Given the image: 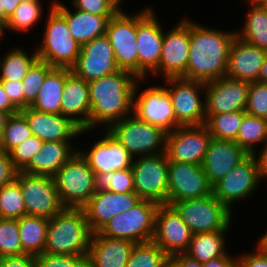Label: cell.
Masks as SVG:
<instances>
[{"mask_svg":"<svg viewBox=\"0 0 267 267\" xmlns=\"http://www.w3.org/2000/svg\"><path fill=\"white\" fill-rule=\"evenodd\" d=\"M15 180L20 184L26 215L51 219L64 207L60 202L53 177L17 172Z\"/></svg>","mask_w":267,"mask_h":267,"instance_id":"cell-12","label":"cell"},{"mask_svg":"<svg viewBox=\"0 0 267 267\" xmlns=\"http://www.w3.org/2000/svg\"><path fill=\"white\" fill-rule=\"evenodd\" d=\"M72 147L71 141L44 142L22 172L52 177L78 151Z\"/></svg>","mask_w":267,"mask_h":267,"instance_id":"cell-30","label":"cell"},{"mask_svg":"<svg viewBox=\"0 0 267 267\" xmlns=\"http://www.w3.org/2000/svg\"><path fill=\"white\" fill-rule=\"evenodd\" d=\"M43 143L40 138L32 135L17 145L10 152V158L14 168L18 172L22 171L30 163L32 157L41 150Z\"/></svg>","mask_w":267,"mask_h":267,"instance_id":"cell-46","label":"cell"},{"mask_svg":"<svg viewBox=\"0 0 267 267\" xmlns=\"http://www.w3.org/2000/svg\"><path fill=\"white\" fill-rule=\"evenodd\" d=\"M168 267H203L201 263L190 258L185 253L169 256Z\"/></svg>","mask_w":267,"mask_h":267,"instance_id":"cell-53","label":"cell"},{"mask_svg":"<svg viewBox=\"0 0 267 267\" xmlns=\"http://www.w3.org/2000/svg\"><path fill=\"white\" fill-rule=\"evenodd\" d=\"M70 72L69 68L53 67L47 73L37 98L30 107L46 113L61 114L63 89L66 77Z\"/></svg>","mask_w":267,"mask_h":267,"instance_id":"cell-31","label":"cell"},{"mask_svg":"<svg viewBox=\"0 0 267 267\" xmlns=\"http://www.w3.org/2000/svg\"><path fill=\"white\" fill-rule=\"evenodd\" d=\"M65 19L71 35L81 47L106 34L107 24L113 15H95L75 9L71 12L63 2L55 0L53 6Z\"/></svg>","mask_w":267,"mask_h":267,"instance_id":"cell-29","label":"cell"},{"mask_svg":"<svg viewBox=\"0 0 267 267\" xmlns=\"http://www.w3.org/2000/svg\"><path fill=\"white\" fill-rule=\"evenodd\" d=\"M17 172L10 158V153L0 149V188L12 183L16 178Z\"/></svg>","mask_w":267,"mask_h":267,"instance_id":"cell-49","label":"cell"},{"mask_svg":"<svg viewBox=\"0 0 267 267\" xmlns=\"http://www.w3.org/2000/svg\"><path fill=\"white\" fill-rule=\"evenodd\" d=\"M203 267H240L238 258L232 256H223L207 263L202 264Z\"/></svg>","mask_w":267,"mask_h":267,"instance_id":"cell-54","label":"cell"},{"mask_svg":"<svg viewBox=\"0 0 267 267\" xmlns=\"http://www.w3.org/2000/svg\"><path fill=\"white\" fill-rule=\"evenodd\" d=\"M24 215V197L20 184L14 180L0 188V218L20 219Z\"/></svg>","mask_w":267,"mask_h":267,"instance_id":"cell-39","label":"cell"},{"mask_svg":"<svg viewBox=\"0 0 267 267\" xmlns=\"http://www.w3.org/2000/svg\"><path fill=\"white\" fill-rule=\"evenodd\" d=\"M263 236L260 237L259 241H257L256 249L262 253L263 255L267 256V232L262 234Z\"/></svg>","mask_w":267,"mask_h":267,"instance_id":"cell-58","label":"cell"},{"mask_svg":"<svg viewBox=\"0 0 267 267\" xmlns=\"http://www.w3.org/2000/svg\"><path fill=\"white\" fill-rule=\"evenodd\" d=\"M212 136L205 125L179 126L167 134L168 161L203 165Z\"/></svg>","mask_w":267,"mask_h":267,"instance_id":"cell-14","label":"cell"},{"mask_svg":"<svg viewBox=\"0 0 267 267\" xmlns=\"http://www.w3.org/2000/svg\"><path fill=\"white\" fill-rule=\"evenodd\" d=\"M6 30H7L6 24L4 22L0 21V41H1L2 37L4 36Z\"/></svg>","mask_w":267,"mask_h":267,"instance_id":"cell-64","label":"cell"},{"mask_svg":"<svg viewBox=\"0 0 267 267\" xmlns=\"http://www.w3.org/2000/svg\"><path fill=\"white\" fill-rule=\"evenodd\" d=\"M135 244L127 239H112L92 233L87 255L89 267H126Z\"/></svg>","mask_w":267,"mask_h":267,"instance_id":"cell-28","label":"cell"},{"mask_svg":"<svg viewBox=\"0 0 267 267\" xmlns=\"http://www.w3.org/2000/svg\"><path fill=\"white\" fill-rule=\"evenodd\" d=\"M247 155L235 141L212 138L202 165L209 183L213 186Z\"/></svg>","mask_w":267,"mask_h":267,"instance_id":"cell-27","label":"cell"},{"mask_svg":"<svg viewBox=\"0 0 267 267\" xmlns=\"http://www.w3.org/2000/svg\"><path fill=\"white\" fill-rule=\"evenodd\" d=\"M138 82L140 81L137 80L134 92L133 114L140 120L163 129L166 133L173 132L177 128L176 118L171 96L166 87L150 86L138 95Z\"/></svg>","mask_w":267,"mask_h":267,"instance_id":"cell-16","label":"cell"},{"mask_svg":"<svg viewBox=\"0 0 267 267\" xmlns=\"http://www.w3.org/2000/svg\"><path fill=\"white\" fill-rule=\"evenodd\" d=\"M94 182L96 191L109 190L115 193L135 192L131 168L113 172L96 173Z\"/></svg>","mask_w":267,"mask_h":267,"instance_id":"cell-41","label":"cell"},{"mask_svg":"<svg viewBox=\"0 0 267 267\" xmlns=\"http://www.w3.org/2000/svg\"><path fill=\"white\" fill-rule=\"evenodd\" d=\"M241 31H236L243 41L267 50V12L263 6H250Z\"/></svg>","mask_w":267,"mask_h":267,"instance_id":"cell-34","label":"cell"},{"mask_svg":"<svg viewBox=\"0 0 267 267\" xmlns=\"http://www.w3.org/2000/svg\"><path fill=\"white\" fill-rule=\"evenodd\" d=\"M167 91L171 96L174 108L176 127L199 126L206 121L205 93L204 100L199 90L205 89V83L201 81L188 80L182 77L166 78ZM204 101V102H203Z\"/></svg>","mask_w":267,"mask_h":267,"instance_id":"cell-10","label":"cell"},{"mask_svg":"<svg viewBox=\"0 0 267 267\" xmlns=\"http://www.w3.org/2000/svg\"><path fill=\"white\" fill-rule=\"evenodd\" d=\"M158 206L153 201L141 199L129 210L111 218L97 233L134 243L150 242L154 236Z\"/></svg>","mask_w":267,"mask_h":267,"instance_id":"cell-6","label":"cell"},{"mask_svg":"<svg viewBox=\"0 0 267 267\" xmlns=\"http://www.w3.org/2000/svg\"><path fill=\"white\" fill-rule=\"evenodd\" d=\"M70 69L88 83L120 70L106 35L96 37L81 46L79 56Z\"/></svg>","mask_w":267,"mask_h":267,"instance_id":"cell-19","label":"cell"},{"mask_svg":"<svg viewBox=\"0 0 267 267\" xmlns=\"http://www.w3.org/2000/svg\"><path fill=\"white\" fill-rule=\"evenodd\" d=\"M53 67L47 62L37 60L29 69L22 80L24 93V109L29 107L37 98L41 85L43 84L47 73Z\"/></svg>","mask_w":267,"mask_h":267,"instance_id":"cell-44","label":"cell"},{"mask_svg":"<svg viewBox=\"0 0 267 267\" xmlns=\"http://www.w3.org/2000/svg\"><path fill=\"white\" fill-rule=\"evenodd\" d=\"M190 50V21L184 18L164 33L159 66L152 74L166 78L183 77L187 71Z\"/></svg>","mask_w":267,"mask_h":267,"instance_id":"cell-15","label":"cell"},{"mask_svg":"<svg viewBox=\"0 0 267 267\" xmlns=\"http://www.w3.org/2000/svg\"><path fill=\"white\" fill-rule=\"evenodd\" d=\"M104 131V137L95 142L88 152L78 150L94 174L131 168L134 157L106 129Z\"/></svg>","mask_w":267,"mask_h":267,"instance_id":"cell-23","label":"cell"},{"mask_svg":"<svg viewBox=\"0 0 267 267\" xmlns=\"http://www.w3.org/2000/svg\"><path fill=\"white\" fill-rule=\"evenodd\" d=\"M192 236V231L172 206H158L152 241L168 256L185 253Z\"/></svg>","mask_w":267,"mask_h":267,"instance_id":"cell-21","label":"cell"},{"mask_svg":"<svg viewBox=\"0 0 267 267\" xmlns=\"http://www.w3.org/2000/svg\"><path fill=\"white\" fill-rule=\"evenodd\" d=\"M39 267H89L87 255L42 253L36 255Z\"/></svg>","mask_w":267,"mask_h":267,"instance_id":"cell-47","label":"cell"},{"mask_svg":"<svg viewBox=\"0 0 267 267\" xmlns=\"http://www.w3.org/2000/svg\"><path fill=\"white\" fill-rule=\"evenodd\" d=\"M23 254L18 219L0 218V258Z\"/></svg>","mask_w":267,"mask_h":267,"instance_id":"cell-43","label":"cell"},{"mask_svg":"<svg viewBox=\"0 0 267 267\" xmlns=\"http://www.w3.org/2000/svg\"><path fill=\"white\" fill-rule=\"evenodd\" d=\"M245 111L206 116L205 126L212 138L218 140L236 141Z\"/></svg>","mask_w":267,"mask_h":267,"instance_id":"cell-37","label":"cell"},{"mask_svg":"<svg viewBox=\"0 0 267 267\" xmlns=\"http://www.w3.org/2000/svg\"><path fill=\"white\" fill-rule=\"evenodd\" d=\"M38 59L36 50L28 55L22 47L12 48L0 59V81H22Z\"/></svg>","mask_w":267,"mask_h":267,"instance_id":"cell-35","label":"cell"},{"mask_svg":"<svg viewBox=\"0 0 267 267\" xmlns=\"http://www.w3.org/2000/svg\"><path fill=\"white\" fill-rule=\"evenodd\" d=\"M227 231L229 230L193 234L185 254L201 264L219 257L231 256L225 249L226 240L224 238Z\"/></svg>","mask_w":267,"mask_h":267,"instance_id":"cell-32","label":"cell"},{"mask_svg":"<svg viewBox=\"0 0 267 267\" xmlns=\"http://www.w3.org/2000/svg\"><path fill=\"white\" fill-rule=\"evenodd\" d=\"M9 116L10 115L8 113H4V112L0 111V139L2 137L3 130L5 128V123H6Z\"/></svg>","mask_w":267,"mask_h":267,"instance_id":"cell-60","label":"cell"},{"mask_svg":"<svg viewBox=\"0 0 267 267\" xmlns=\"http://www.w3.org/2000/svg\"><path fill=\"white\" fill-rule=\"evenodd\" d=\"M116 12L108 21L109 39L120 70L132 72L138 78L137 13Z\"/></svg>","mask_w":267,"mask_h":267,"instance_id":"cell-11","label":"cell"},{"mask_svg":"<svg viewBox=\"0 0 267 267\" xmlns=\"http://www.w3.org/2000/svg\"><path fill=\"white\" fill-rule=\"evenodd\" d=\"M107 131L134 158L165 152L168 133L155 125L140 120L133 113L113 123Z\"/></svg>","mask_w":267,"mask_h":267,"instance_id":"cell-7","label":"cell"},{"mask_svg":"<svg viewBox=\"0 0 267 267\" xmlns=\"http://www.w3.org/2000/svg\"><path fill=\"white\" fill-rule=\"evenodd\" d=\"M245 113L267 119V83L250 82Z\"/></svg>","mask_w":267,"mask_h":267,"instance_id":"cell-45","label":"cell"},{"mask_svg":"<svg viewBox=\"0 0 267 267\" xmlns=\"http://www.w3.org/2000/svg\"><path fill=\"white\" fill-rule=\"evenodd\" d=\"M257 81L267 83V56L261 68V72Z\"/></svg>","mask_w":267,"mask_h":267,"instance_id":"cell-59","label":"cell"},{"mask_svg":"<svg viewBox=\"0 0 267 267\" xmlns=\"http://www.w3.org/2000/svg\"><path fill=\"white\" fill-rule=\"evenodd\" d=\"M20 113L28 122L32 134L43 142L72 141L73 138L75 139L87 131L81 130L70 119L61 114L42 112L30 106L22 109Z\"/></svg>","mask_w":267,"mask_h":267,"instance_id":"cell-24","label":"cell"},{"mask_svg":"<svg viewBox=\"0 0 267 267\" xmlns=\"http://www.w3.org/2000/svg\"><path fill=\"white\" fill-rule=\"evenodd\" d=\"M169 256L153 241L136 243L126 267H168Z\"/></svg>","mask_w":267,"mask_h":267,"instance_id":"cell-38","label":"cell"},{"mask_svg":"<svg viewBox=\"0 0 267 267\" xmlns=\"http://www.w3.org/2000/svg\"><path fill=\"white\" fill-rule=\"evenodd\" d=\"M8 19H9V16L5 13V10L3 8V2L2 0H0V21L7 24Z\"/></svg>","mask_w":267,"mask_h":267,"instance_id":"cell-61","label":"cell"},{"mask_svg":"<svg viewBox=\"0 0 267 267\" xmlns=\"http://www.w3.org/2000/svg\"><path fill=\"white\" fill-rule=\"evenodd\" d=\"M142 10L137 13L138 78L146 79L159 66L165 32L151 7Z\"/></svg>","mask_w":267,"mask_h":267,"instance_id":"cell-13","label":"cell"},{"mask_svg":"<svg viewBox=\"0 0 267 267\" xmlns=\"http://www.w3.org/2000/svg\"><path fill=\"white\" fill-rule=\"evenodd\" d=\"M251 6H263L267 0H245Z\"/></svg>","mask_w":267,"mask_h":267,"instance_id":"cell-63","label":"cell"},{"mask_svg":"<svg viewBox=\"0 0 267 267\" xmlns=\"http://www.w3.org/2000/svg\"><path fill=\"white\" fill-rule=\"evenodd\" d=\"M0 111L14 115L20 111L11 103L7 93L4 90L2 83L0 82Z\"/></svg>","mask_w":267,"mask_h":267,"instance_id":"cell-55","label":"cell"},{"mask_svg":"<svg viewBox=\"0 0 267 267\" xmlns=\"http://www.w3.org/2000/svg\"><path fill=\"white\" fill-rule=\"evenodd\" d=\"M49 219L40 216L24 215L18 219L22 250L26 254L44 253Z\"/></svg>","mask_w":267,"mask_h":267,"instance_id":"cell-33","label":"cell"},{"mask_svg":"<svg viewBox=\"0 0 267 267\" xmlns=\"http://www.w3.org/2000/svg\"><path fill=\"white\" fill-rule=\"evenodd\" d=\"M140 200L135 192L96 191L83 207L90 231L98 232L111 218L129 210Z\"/></svg>","mask_w":267,"mask_h":267,"instance_id":"cell-22","label":"cell"},{"mask_svg":"<svg viewBox=\"0 0 267 267\" xmlns=\"http://www.w3.org/2000/svg\"><path fill=\"white\" fill-rule=\"evenodd\" d=\"M248 154H254L257 144L267 142V119L245 114L235 141Z\"/></svg>","mask_w":267,"mask_h":267,"instance_id":"cell-36","label":"cell"},{"mask_svg":"<svg viewBox=\"0 0 267 267\" xmlns=\"http://www.w3.org/2000/svg\"><path fill=\"white\" fill-rule=\"evenodd\" d=\"M64 208H83L95 190V174L79 151L52 176Z\"/></svg>","mask_w":267,"mask_h":267,"instance_id":"cell-5","label":"cell"},{"mask_svg":"<svg viewBox=\"0 0 267 267\" xmlns=\"http://www.w3.org/2000/svg\"><path fill=\"white\" fill-rule=\"evenodd\" d=\"M77 10L95 15H114L117 11L106 0H72Z\"/></svg>","mask_w":267,"mask_h":267,"instance_id":"cell-48","label":"cell"},{"mask_svg":"<svg viewBox=\"0 0 267 267\" xmlns=\"http://www.w3.org/2000/svg\"><path fill=\"white\" fill-rule=\"evenodd\" d=\"M92 232L83 208H63L49 219L44 252L88 255Z\"/></svg>","mask_w":267,"mask_h":267,"instance_id":"cell-3","label":"cell"},{"mask_svg":"<svg viewBox=\"0 0 267 267\" xmlns=\"http://www.w3.org/2000/svg\"><path fill=\"white\" fill-rule=\"evenodd\" d=\"M168 167L165 152L135 158L131 169L135 193L140 199L167 205Z\"/></svg>","mask_w":267,"mask_h":267,"instance_id":"cell-9","label":"cell"},{"mask_svg":"<svg viewBox=\"0 0 267 267\" xmlns=\"http://www.w3.org/2000/svg\"><path fill=\"white\" fill-rule=\"evenodd\" d=\"M263 146L258 156L256 153L253 154L257 162L258 174L261 180L265 177L267 178V142Z\"/></svg>","mask_w":267,"mask_h":267,"instance_id":"cell-56","label":"cell"},{"mask_svg":"<svg viewBox=\"0 0 267 267\" xmlns=\"http://www.w3.org/2000/svg\"><path fill=\"white\" fill-rule=\"evenodd\" d=\"M11 103L21 111L24 109V93L22 81H0Z\"/></svg>","mask_w":267,"mask_h":267,"instance_id":"cell-50","label":"cell"},{"mask_svg":"<svg viewBox=\"0 0 267 267\" xmlns=\"http://www.w3.org/2000/svg\"><path fill=\"white\" fill-rule=\"evenodd\" d=\"M117 12H123L120 8V4L122 0H106Z\"/></svg>","mask_w":267,"mask_h":267,"instance_id":"cell-62","label":"cell"},{"mask_svg":"<svg viewBox=\"0 0 267 267\" xmlns=\"http://www.w3.org/2000/svg\"><path fill=\"white\" fill-rule=\"evenodd\" d=\"M137 78L132 72L119 70L89 82L90 130L97 125L108 129L113 123L133 113Z\"/></svg>","mask_w":267,"mask_h":267,"instance_id":"cell-2","label":"cell"},{"mask_svg":"<svg viewBox=\"0 0 267 267\" xmlns=\"http://www.w3.org/2000/svg\"><path fill=\"white\" fill-rule=\"evenodd\" d=\"M212 194L202 165L169 161L167 205Z\"/></svg>","mask_w":267,"mask_h":267,"instance_id":"cell-18","label":"cell"},{"mask_svg":"<svg viewBox=\"0 0 267 267\" xmlns=\"http://www.w3.org/2000/svg\"><path fill=\"white\" fill-rule=\"evenodd\" d=\"M266 56L267 50L235 36L229 50L226 76L247 82L257 81Z\"/></svg>","mask_w":267,"mask_h":267,"instance_id":"cell-25","label":"cell"},{"mask_svg":"<svg viewBox=\"0 0 267 267\" xmlns=\"http://www.w3.org/2000/svg\"><path fill=\"white\" fill-rule=\"evenodd\" d=\"M54 3L55 0L48 10L43 40L36 48L37 56L52 67L70 69L75 64L81 47L71 35L66 19L53 7Z\"/></svg>","mask_w":267,"mask_h":267,"instance_id":"cell-4","label":"cell"},{"mask_svg":"<svg viewBox=\"0 0 267 267\" xmlns=\"http://www.w3.org/2000/svg\"><path fill=\"white\" fill-rule=\"evenodd\" d=\"M32 135L28 122L20 112L10 115L0 139V149L10 153L17 145Z\"/></svg>","mask_w":267,"mask_h":267,"instance_id":"cell-40","label":"cell"},{"mask_svg":"<svg viewBox=\"0 0 267 267\" xmlns=\"http://www.w3.org/2000/svg\"><path fill=\"white\" fill-rule=\"evenodd\" d=\"M193 234L230 230L232 211L213 194L186 199L171 205Z\"/></svg>","mask_w":267,"mask_h":267,"instance_id":"cell-8","label":"cell"},{"mask_svg":"<svg viewBox=\"0 0 267 267\" xmlns=\"http://www.w3.org/2000/svg\"><path fill=\"white\" fill-rule=\"evenodd\" d=\"M263 7L265 8V10L267 12V2L263 5Z\"/></svg>","mask_w":267,"mask_h":267,"instance_id":"cell-66","label":"cell"},{"mask_svg":"<svg viewBox=\"0 0 267 267\" xmlns=\"http://www.w3.org/2000/svg\"><path fill=\"white\" fill-rule=\"evenodd\" d=\"M42 10L41 1L21 2L11 16H9L6 24L7 31H28L41 19L40 17L43 15Z\"/></svg>","mask_w":267,"mask_h":267,"instance_id":"cell-42","label":"cell"},{"mask_svg":"<svg viewBox=\"0 0 267 267\" xmlns=\"http://www.w3.org/2000/svg\"><path fill=\"white\" fill-rule=\"evenodd\" d=\"M0 267H39L35 255L4 256L0 258Z\"/></svg>","mask_w":267,"mask_h":267,"instance_id":"cell-51","label":"cell"},{"mask_svg":"<svg viewBox=\"0 0 267 267\" xmlns=\"http://www.w3.org/2000/svg\"><path fill=\"white\" fill-rule=\"evenodd\" d=\"M89 83L72 71L67 75L61 100V115L81 130H90Z\"/></svg>","mask_w":267,"mask_h":267,"instance_id":"cell-26","label":"cell"},{"mask_svg":"<svg viewBox=\"0 0 267 267\" xmlns=\"http://www.w3.org/2000/svg\"><path fill=\"white\" fill-rule=\"evenodd\" d=\"M21 2L40 1V0H19Z\"/></svg>","mask_w":267,"mask_h":267,"instance_id":"cell-65","label":"cell"},{"mask_svg":"<svg viewBox=\"0 0 267 267\" xmlns=\"http://www.w3.org/2000/svg\"><path fill=\"white\" fill-rule=\"evenodd\" d=\"M234 31L207 28L190 20V50L187 71L182 77L207 83L226 76Z\"/></svg>","mask_w":267,"mask_h":267,"instance_id":"cell-1","label":"cell"},{"mask_svg":"<svg viewBox=\"0 0 267 267\" xmlns=\"http://www.w3.org/2000/svg\"><path fill=\"white\" fill-rule=\"evenodd\" d=\"M3 2V8L5 10V13L8 16H11V14L15 11V9L20 4L19 0H2Z\"/></svg>","mask_w":267,"mask_h":267,"instance_id":"cell-57","label":"cell"},{"mask_svg":"<svg viewBox=\"0 0 267 267\" xmlns=\"http://www.w3.org/2000/svg\"><path fill=\"white\" fill-rule=\"evenodd\" d=\"M249 85L227 76L205 83L206 116L245 111Z\"/></svg>","mask_w":267,"mask_h":267,"instance_id":"cell-20","label":"cell"},{"mask_svg":"<svg viewBox=\"0 0 267 267\" xmlns=\"http://www.w3.org/2000/svg\"><path fill=\"white\" fill-rule=\"evenodd\" d=\"M261 178L253 154H248L227 175L212 186V194L229 209L234 202L250 196L258 188Z\"/></svg>","mask_w":267,"mask_h":267,"instance_id":"cell-17","label":"cell"},{"mask_svg":"<svg viewBox=\"0 0 267 267\" xmlns=\"http://www.w3.org/2000/svg\"><path fill=\"white\" fill-rule=\"evenodd\" d=\"M252 253H244L238 257L240 267H267V256L257 249Z\"/></svg>","mask_w":267,"mask_h":267,"instance_id":"cell-52","label":"cell"}]
</instances>
